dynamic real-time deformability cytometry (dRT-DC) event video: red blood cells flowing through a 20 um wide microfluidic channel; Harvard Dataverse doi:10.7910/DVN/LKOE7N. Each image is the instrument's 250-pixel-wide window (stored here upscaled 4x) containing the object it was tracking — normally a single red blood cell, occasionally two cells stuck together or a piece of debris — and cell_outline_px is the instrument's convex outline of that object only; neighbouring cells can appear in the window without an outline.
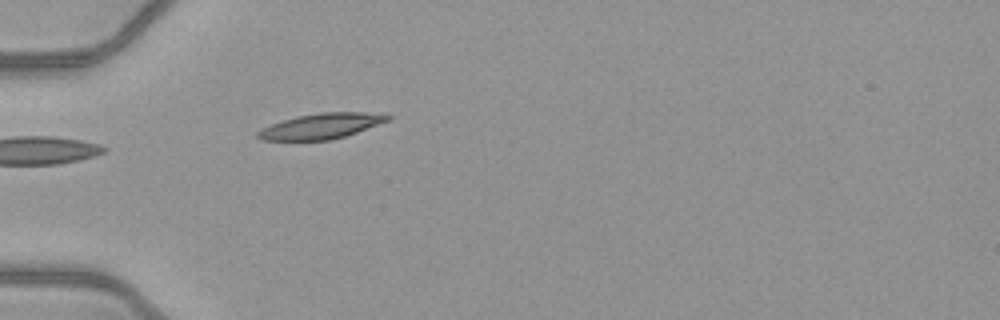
{"species": "common noctule bat (a hibernating species)", "species_latin": "Nyctalus noctula", "temperature_condition": "warm", "stored_images_in_passage": 5, "camera_frame_rate_fps": 3000, "um_per_image_px": 0.085, "animal": {"sex": "female", "body_mass_g": 21.9}, "frame": {"image": 1, "passage_image": 1, "time_ms": 0.0, "image_size_px": [1000, 320], "cell_outline_px": [[392, 116], [388, 120], [356, 132], [344, 136], [328, 140], [260, 140], [256, 136], [256, 132], [260, 128], [296, 116], [320, 112], [384, 112]], "centroid_in_image_um": [27.3, 10.7], "position_along_channel_um": 57.7, "area_um2": 19.25}}